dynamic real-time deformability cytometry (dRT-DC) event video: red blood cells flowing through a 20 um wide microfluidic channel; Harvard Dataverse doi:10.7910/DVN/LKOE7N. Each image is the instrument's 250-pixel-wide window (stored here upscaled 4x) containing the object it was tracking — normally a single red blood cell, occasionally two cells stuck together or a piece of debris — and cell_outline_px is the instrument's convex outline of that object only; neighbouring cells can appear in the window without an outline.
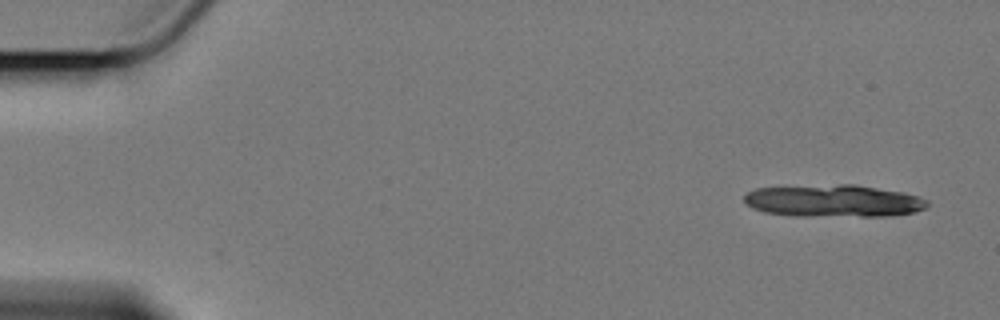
{"species": "Egyptian fruit bat (a non-hibernating species)", "species_latin": "Rousettus aegyptiacus", "temperature_condition": "cold", "stored_images_in_passage": 11, "camera_frame_rate_fps": 3000, "um_per_image_px": 0.085, "animal": {"sex": "female"}, "frame": {"image": 1, "passage_image": 1, "time_ms": 0.0, "image_size_px": [1000, 320], "cell_outline_px": [[928, 204], [924, 208], [912, 212], [892, 216], [792, 216], [764, 212], [752, 208], [744, 200], [744, 196], [748, 192], [756, 188], [840, 184], [856, 184], [904, 192], [928, 200]], "centroid_in_image_um": [70.85, 17.08], "position_along_channel_um": 14.1, "area_um2": 34.51}}